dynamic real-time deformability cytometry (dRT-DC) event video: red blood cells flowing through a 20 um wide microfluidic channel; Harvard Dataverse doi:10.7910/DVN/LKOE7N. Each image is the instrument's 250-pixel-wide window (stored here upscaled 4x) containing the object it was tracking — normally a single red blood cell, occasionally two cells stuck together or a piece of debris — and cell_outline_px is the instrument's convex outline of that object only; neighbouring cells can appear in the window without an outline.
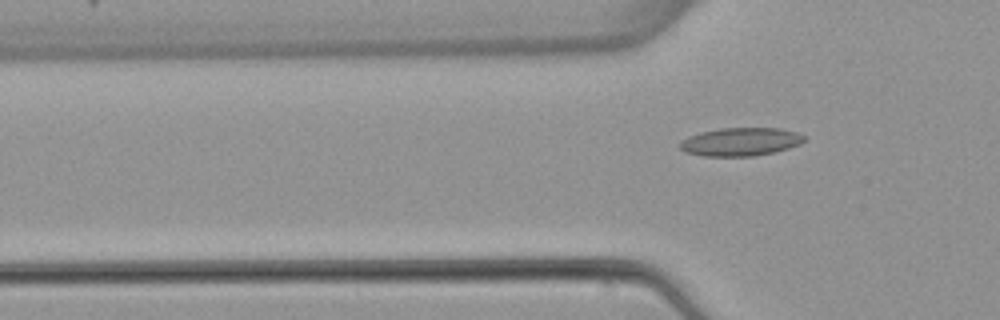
{"species": "common noctule bat (a hibernating species)", "species_latin": "Nyctalus noctula", "temperature_condition": "warm", "stored_images_in_passage": 4, "segment_of_instrument_passage": [2, 2], "camera_frame_rate_fps": 3000, "um_per_image_px": 0.085, "animal": {"sex": "female", "body_mass_g": 22.7, "forearm_length_mm": 54.2}, "frame": {"image": 1, "passage_image": 4, "time_ms": 4.0, "image_size_px": [1000, 320], "cell_outline_px": [[804, 140], [800, 144], [776, 152], [752, 156], [704, 156], [684, 152], [680, 148], [680, 140], [688, 136], [700, 132], [720, 128], [780, 128], [796, 132], [804, 136]], "centroid_in_image_um": [62.92, 12.05], "position_along_channel_um": 62.9, "area_um2": 20.52}}